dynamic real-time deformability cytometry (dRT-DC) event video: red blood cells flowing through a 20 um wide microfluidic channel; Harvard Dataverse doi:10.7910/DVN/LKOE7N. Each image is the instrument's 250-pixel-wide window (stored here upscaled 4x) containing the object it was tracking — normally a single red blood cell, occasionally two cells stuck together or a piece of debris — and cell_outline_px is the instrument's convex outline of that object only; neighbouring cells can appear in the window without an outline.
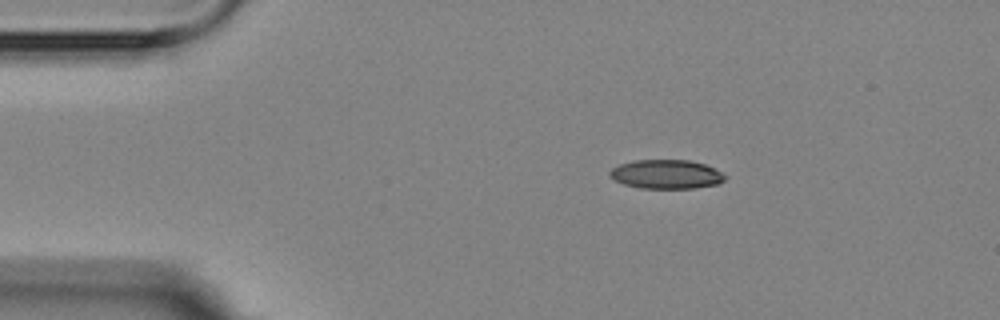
{"species": "Egyptian fruit bat (a non-hibernating species)", "species_latin": "Rousettus aegyptiacus", "temperature_condition": "room temperature", "stored_images_in_passage": 2, "camera_frame_rate_fps": 3000, "um_per_image_px": 0.085, "animal": {"sex": "female"}, "frame": {"image": 1, "passage_image": 1, "time_ms": 0.0, "image_size_px": [1000, 320], "cell_outline_px": [[728, 176], [724, 180], [716, 184], [696, 188], [640, 188], [624, 184], [608, 176], [608, 172], [612, 168], [620, 164], [636, 160], [688, 160], [704, 164]], "centroid_in_image_um": [56.61, 14.81], "position_along_channel_um": 28.4, "area_um2": 19.36}}